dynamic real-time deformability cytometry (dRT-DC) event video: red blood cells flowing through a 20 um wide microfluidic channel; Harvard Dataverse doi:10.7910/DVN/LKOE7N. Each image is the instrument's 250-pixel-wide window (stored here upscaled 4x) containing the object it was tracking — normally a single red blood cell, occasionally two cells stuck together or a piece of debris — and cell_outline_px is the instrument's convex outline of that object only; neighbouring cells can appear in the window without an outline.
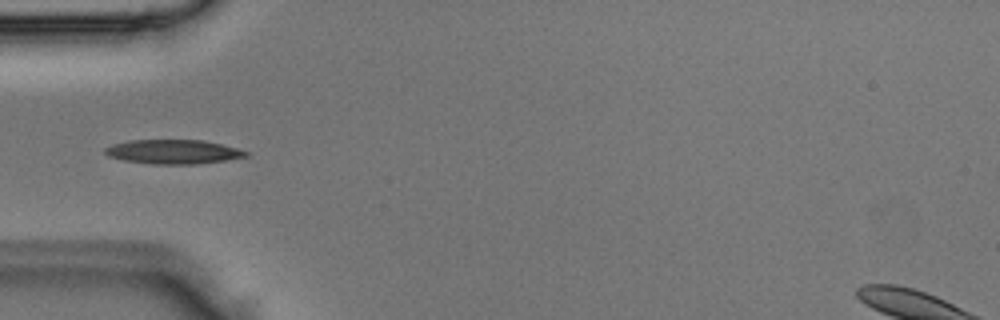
{"species": "Egyptian fruit bat (a non-hibernating species)", "species_latin": "Rousettus aegyptiacus", "temperature_condition": "room temperature", "stored_images_in_passage": 3, "camera_frame_rate_fps": 3000, "um_per_image_px": 0.085, "animal": {"sex": "male"}, "frame": {"image": 1, "passage_image": 3, "time_ms": 0.667, "image_size_px": [1000, 320], "cell_outline_px": [[248, 156], [224, 160], [196, 164], [152, 164], [124, 160], [108, 156], [104, 152], [104, 148], [112, 144], [128, 140], [204, 140], [236, 148], [248, 152]], "centroid_in_image_um": [14.68, 12.89], "position_along_channel_um": 70.3, "area_um2": 19.77}}